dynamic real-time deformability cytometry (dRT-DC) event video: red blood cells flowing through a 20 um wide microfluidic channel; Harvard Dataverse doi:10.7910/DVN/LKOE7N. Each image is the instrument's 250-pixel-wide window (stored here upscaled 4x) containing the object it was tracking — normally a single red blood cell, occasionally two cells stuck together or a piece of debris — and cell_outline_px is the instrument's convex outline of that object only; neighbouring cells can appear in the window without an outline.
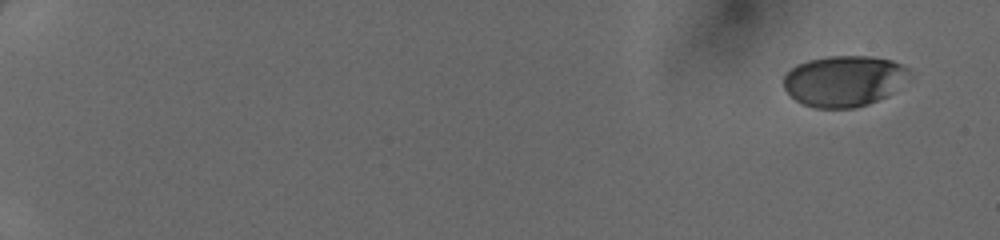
{"species": "human", "species_latin": "Homo sapiens", "temperature_condition": "cold", "stored_images_in_passage": 49, "segment_of_instrument_passage": [1, 2], "camera_frame_rate_fps": 3000, "um_per_image_px": 0.085, "donor": {"sex": "female"}, "frame": {"image": 1, "passage_image": 1, "time_ms": 0.0, "image_size_px": [1000, 240], "cell_outline_px": [[912, 76], [884, 96], [868, 104], [852, 108], [816, 108], [804, 104], [796, 100], [784, 88], [784, 76], [796, 64], [808, 60], [828, 56], [872, 56], [892, 60], [908, 68], [912, 72]], "centroid_in_image_um": [71.74, 6.86], "position_along_channel_um": 13.3, "area_um2": 37.11}}
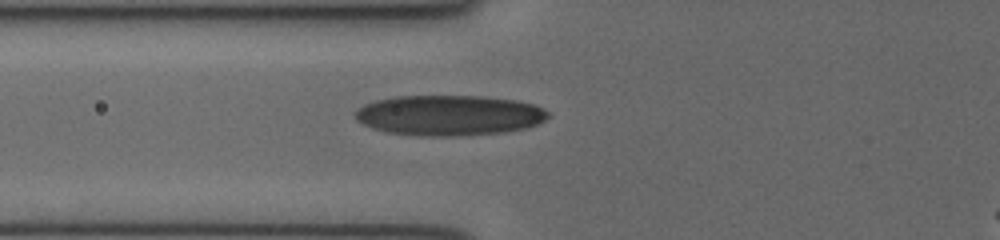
{"frame": {"image": 2, "passage_image": 20, "time_ms": 6.333, "image_size_px": [1000, 240], "cell_outline_px": [[552, 116], [528, 128], [504, 132], [452, 136], [420, 136], [388, 132], [364, 124], [356, 120], [352, 112], [356, 108], [364, 104], [376, 100], [396, 96], [488, 96], [516, 100], [532, 104], [544, 108]], "centroid_in_image_um": [38.18, 9.79], "position_along_channel_um": 87.6, "area_um2": 45.66}}
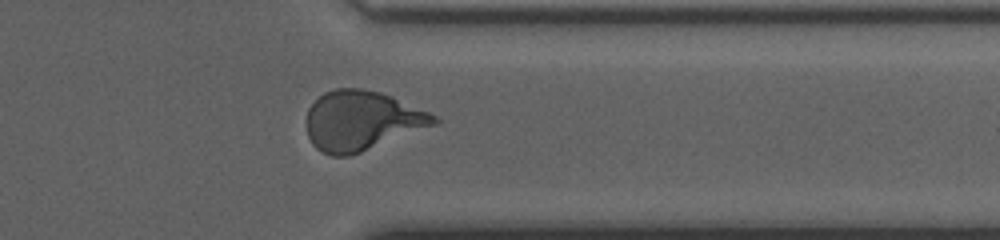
{"frame": {"image": 3, "passage_image": 40, "time_ms": 13.0, "image_size_px": [1000, 240], "cell_outline_px": [[440, 120], [436, 124], [360, 152], [348, 156], [332, 156], [316, 148], [312, 144], [308, 136], [308, 108], [324, 92], [336, 88], [364, 88], [380, 92], [392, 96], [428, 112], [436, 116]], "centroid_in_image_um": [30.73, 10.24], "position_along_channel_um": 380.7, "area_um2": 43.75}}